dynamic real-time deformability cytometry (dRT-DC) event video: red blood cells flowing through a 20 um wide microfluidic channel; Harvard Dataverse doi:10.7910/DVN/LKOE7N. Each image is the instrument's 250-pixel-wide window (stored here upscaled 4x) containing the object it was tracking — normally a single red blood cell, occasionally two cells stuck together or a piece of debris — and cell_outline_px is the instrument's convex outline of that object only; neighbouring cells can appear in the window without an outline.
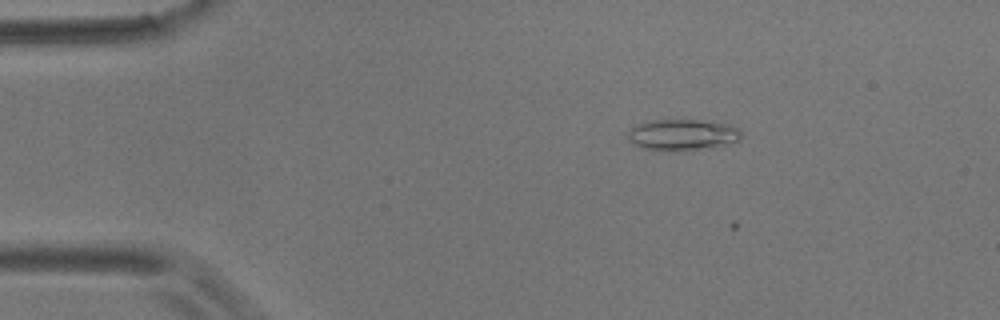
{"species": "common noctule bat (a hibernating species)", "species_latin": "Nyctalus noctula", "temperature_condition": "room temperature", "stored_images_in_passage": 4, "camera_frame_rate_fps": 3000, "um_per_image_px": 0.085, "animal": {"sex": "male", "body_mass_g": 17.9}, "frame": {"image": 1, "passage_image": 2, "time_ms": 1.333, "image_size_px": [1000, 320], "cell_outline_px": [[740, 140], [712, 148], [676, 152], [640, 148], [628, 136], [628, 132], [636, 124], [648, 120], [696, 120], [724, 124], [736, 128], [740, 132]], "centroid_in_image_um": [57.98, 11.48], "position_along_channel_um": 27.0, "area_um2": 20.52}}